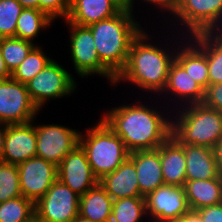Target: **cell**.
Returning a JSON list of instances; mask_svg holds the SVG:
<instances>
[{
	"label": "cell",
	"instance_id": "cell-1",
	"mask_svg": "<svg viewBox=\"0 0 222 222\" xmlns=\"http://www.w3.org/2000/svg\"><path fill=\"white\" fill-rule=\"evenodd\" d=\"M139 103L107 111L101 119L118 135L128 151L158 148L172 133V120Z\"/></svg>",
	"mask_w": 222,
	"mask_h": 222
},
{
	"label": "cell",
	"instance_id": "cell-2",
	"mask_svg": "<svg viewBox=\"0 0 222 222\" xmlns=\"http://www.w3.org/2000/svg\"><path fill=\"white\" fill-rule=\"evenodd\" d=\"M149 40L148 33L143 29L132 40L126 65L116 76L114 86L126 80L145 92H163L176 51L154 46L147 42Z\"/></svg>",
	"mask_w": 222,
	"mask_h": 222
},
{
	"label": "cell",
	"instance_id": "cell-3",
	"mask_svg": "<svg viewBox=\"0 0 222 222\" xmlns=\"http://www.w3.org/2000/svg\"><path fill=\"white\" fill-rule=\"evenodd\" d=\"M132 11L124 7L118 14L88 26L100 61L115 76L125 67L131 42L142 31Z\"/></svg>",
	"mask_w": 222,
	"mask_h": 222
},
{
	"label": "cell",
	"instance_id": "cell-4",
	"mask_svg": "<svg viewBox=\"0 0 222 222\" xmlns=\"http://www.w3.org/2000/svg\"><path fill=\"white\" fill-rule=\"evenodd\" d=\"M172 121L171 136L186 145L206 146L214 149L222 139V113L203 103L185 105Z\"/></svg>",
	"mask_w": 222,
	"mask_h": 222
},
{
	"label": "cell",
	"instance_id": "cell-5",
	"mask_svg": "<svg viewBox=\"0 0 222 222\" xmlns=\"http://www.w3.org/2000/svg\"><path fill=\"white\" fill-rule=\"evenodd\" d=\"M86 131V135L80 132L79 145L86 153L94 176L100 180L126 161L130 152L102 119Z\"/></svg>",
	"mask_w": 222,
	"mask_h": 222
},
{
	"label": "cell",
	"instance_id": "cell-6",
	"mask_svg": "<svg viewBox=\"0 0 222 222\" xmlns=\"http://www.w3.org/2000/svg\"><path fill=\"white\" fill-rule=\"evenodd\" d=\"M70 34V53L75 71L79 76L98 74L114 84L116 76L100 61L91 29L66 21Z\"/></svg>",
	"mask_w": 222,
	"mask_h": 222
},
{
	"label": "cell",
	"instance_id": "cell-7",
	"mask_svg": "<svg viewBox=\"0 0 222 222\" xmlns=\"http://www.w3.org/2000/svg\"><path fill=\"white\" fill-rule=\"evenodd\" d=\"M75 82L72 74L53 59L26 83V87L33 103L40 110L49 99L71 95L77 87Z\"/></svg>",
	"mask_w": 222,
	"mask_h": 222
},
{
	"label": "cell",
	"instance_id": "cell-8",
	"mask_svg": "<svg viewBox=\"0 0 222 222\" xmlns=\"http://www.w3.org/2000/svg\"><path fill=\"white\" fill-rule=\"evenodd\" d=\"M173 16L180 19L181 28L182 24L187 28L184 29L189 32L188 37L201 32L222 31V0H180Z\"/></svg>",
	"mask_w": 222,
	"mask_h": 222
},
{
	"label": "cell",
	"instance_id": "cell-9",
	"mask_svg": "<svg viewBox=\"0 0 222 222\" xmlns=\"http://www.w3.org/2000/svg\"><path fill=\"white\" fill-rule=\"evenodd\" d=\"M80 196L58 179L35 203L40 222H72L79 215Z\"/></svg>",
	"mask_w": 222,
	"mask_h": 222
},
{
	"label": "cell",
	"instance_id": "cell-10",
	"mask_svg": "<svg viewBox=\"0 0 222 222\" xmlns=\"http://www.w3.org/2000/svg\"><path fill=\"white\" fill-rule=\"evenodd\" d=\"M38 111L26 84L12 77L0 80V121L7 125L34 122Z\"/></svg>",
	"mask_w": 222,
	"mask_h": 222
},
{
	"label": "cell",
	"instance_id": "cell-11",
	"mask_svg": "<svg viewBox=\"0 0 222 222\" xmlns=\"http://www.w3.org/2000/svg\"><path fill=\"white\" fill-rule=\"evenodd\" d=\"M36 156L58 166L79 145L80 131L57 124L35 125Z\"/></svg>",
	"mask_w": 222,
	"mask_h": 222
},
{
	"label": "cell",
	"instance_id": "cell-12",
	"mask_svg": "<svg viewBox=\"0 0 222 222\" xmlns=\"http://www.w3.org/2000/svg\"><path fill=\"white\" fill-rule=\"evenodd\" d=\"M22 196L36 203L58 179L57 166L40 157L18 164Z\"/></svg>",
	"mask_w": 222,
	"mask_h": 222
},
{
	"label": "cell",
	"instance_id": "cell-13",
	"mask_svg": "<svg viewBox=\"0 0 222 222\" xmlns=\"http://www.w3.org/2000/svg\"><path fill=\"white\" fill-rule=\"evenodd\" d=\"M145 204L154 222L176 220L190 211L184 187L173 185H163L149 193Z\"/></svg>",
	"mask_w": 222,
	"mask_h": 222
},
{
	"label": "cell",
	"instance_id": "cell-14",
	"mask_svg": "<svg viewBox=\"0 0 222 222\" xmlns=\"http://www.w3.org/2000/svg\"><path fill=\"white\" fill-rule=\"evenodd\" d=\"M57 176L60 182L79 196L95 187L99 181L94 176L86 153L80 145L69 152L57 166Z\"/></svg>",
	"mask_w": 222,
	"mask_h": 222
},
{
	"label": "cell",
	"instance_id": "cell-15",
	"mask_svg": "<svg viewBox=\"0 0 222 222\" xmlns=\"http://www.w3.org/2000/svg\"><path fill=\"white\" fill-rule=\"evenodd\" d=\"M33 122L9 124L6 128L2 161L19 164L36 156V132Z\"/></svg>",
	"mask_w": 222,
	"mask_h": 222
},
{
	"label": "cell",
	"instance_id": "cell-16",
	"mask_svg": "<svg viewBox=\"0 0 222 222\" xmlns=\"http://www.w3.org/2000/svg\"><path fill=\"white\" fill-rule=\"evenodd\" d=\"M124 6L118 0H69L65 21L89 26L118 14Z\"/></svg>",
	"mask_w": 222,
	"mask_h": 222
},
{
	"label": "cell",
	"instance_id": "cell-17",
	"mask_svg": "<svg viewBox=\"0 0 222 222\" xmlns=\"http://www.w3.org/2000/svg\"><path fill=\"white\" fill-rule=\"evenodd\" d=\"M129 159L135 164L139 190L143 197L164 185L159 147L131 152Z\"/></svg>",
	"mask_w": 222,
	"mask_h": 222
},
{
	"label": "cell",
	"instance_id": "cell-18",
	"mask_svg": "<svg viewBox=\"0 0 222 222\" xmlns=\"http://www.w3.org/2000/svg\"><path fill=\"white\" fill-rule=\"evenodd\" d=\"M98 183L113 200L143 197L139 190L135 164L129 158L115 171L103 176Z\"/></svg>",
	"mask_w": 222,
	"mask_h": 222
},
{
	"label": "cell",
	"instance_id": "cell-19",
	"mask_svg": "<svg viewBox=\"0 0 222 222\" xmlns=\"http://www.w3.org/2000/svg\"><path fill=\"white\" fill-rule=\"evenodd\" d=\"M164 185L184 187L186 159L183 147L170 136L159 146Z\"/></svg>",
	"mask_w": 222,
	"mask_h": 222
},
{
	"label": "cell",
	"instance_id": "cell-20",
	"mask_svg": "<svg viewBox=\"0 0 222 222\" xmlns=\"http://www.w3.org/2000/svg\"><path fill=\"white\" fill-rule=\"evenodd\" d=\"M186 159V181L218 178L214 149L199 145L180 144Z\"/></svg>",
	"mask_w": 222,
	"mask_h": 222
},
{
	"label": "cell",
	"instance_id": "cell-21",
	"mask_svg": "<svg viewBox=\"0 0 222 222\" xmlns=\"http://www.w3.org/2000/svg\"><path fill=\"white\" fill-rule=\"evenodd\" d=\"M164 91L165 93L171 91V94L176 95L177 99L183 98L180 102L184 100V105L202 103L205 96V90L176 60L170 66Z\"/></svg>",
	"mask_w": 222,
	"mask_h": 222
},
{
	"label": "cell",
	"instance_id": "cell-22",
	"mask_svg": "<svg viewBox=\"0 0 222 222\" xmlns=\"http://www.w3.org/2000/svg\"><path fill=\"white\" fill-rule=\"evenodd\" d=\"M191 211L222 203V177L207 180H190L184 185Z\"/></svg>",
	"mask_w": 222,
	"mask_h": 222
},
{
	"label": "cell",
	"instance_id": "cell-23",
	"mask_svg": "<svg viewBox=\"0 0 222 222\" xmlns=\"http://www.w3.org/2000/svg\"><path fill=\"white\" fill-rule=\"evenodd\" d=\"M189 38L207 56L209 85L222 83V31L201 32Z\"/></svg>",
	"mask_w": 222,
	"mask_h": 222
},
{
	"label": "cell",
	"instance_id": "cell-24",
	"mask_svg": "<svg viewBox=\"0 0 222 222\" xmlns=\"http://www.w3.org/2000/svg\"><path fill=\"white\" fill-rule=\"evenodd\" d=\"M113 199L98 183L79 199V216L94 222H110Z\"/></svg>",
	"mask_w": 222,
	"mask_h": 222
},
{
	"label": "cell",
	"instance_id": "cell-25",
	"mask_svg": "<svg viewBox=\"0 0 222 222\" xmlns=\"http://www.w3.org/2000/svg\"><path fill=\"white\" fill-rule=\"evenodd\" d=\"M188 41V44L185 43L183 48L182 46H178L175 60L193 80L206 90L209 85L207 56L194 42L191 43V38Z\"/></svg>",
	"mask_w": 222,
	"mask_h": 222
},
{
	"label": "cell",
	"instance_id": "cell-26",
	"mask_svg": "<svg viewBox=\"0 0 222 222\" xmlns=\"http://www.w3.org/2000/svg\"><path fill=\"white\" fill-rule=\"evenodd\" d=\"M52 22L53 20L43 11L24 8L17 20L15 38L33 42L39 32Z\"/></svg>",
	"mask_w": 222,
	"mask_h": 222
},
{
	"label": "cell",
	"instance_id": "cell-27",
	"mask_svg": "<svg viewBox=\"0 0 222 222\" xmlns=\"http://www.w3.org/2000/svg\"><path fill=\"white\" fill-rule=\"evenodd\" d=\"M145 214L147 215L145 197L113 200L110 222H140Z\"/></svg>",
	"mask_w": 222,
	"mask_h": 222
},
{
	"label": "cell",
	"instance_id": "cell-28",
	"mask_svg": "<svg viewBox=\"0 0 222 222\" xmlns=\"http://www.w3.org/2000/svg\"><path fill=\"white\" fill-rule=\"evenodd\" d=\"M35 46L34 42L15 37L0 38V49L10 73L23 62Z\"/></svg>",
	"mask_w": 222,
	"mask_h": 222
},
{
	"label": "cell",
	"instance_id": "cell-29",
	"mask_svg": "<svg viewBox=\"0 0 222 222\" xmlns=\"http://www.w3.org/2000/svg\"><path fill=\"white\" fill-rule=\"evenodd\" d=\"M52 60L39 46H35L23 62L11 73V77L20 83L26 84Z\"/></svg>",
	"mask_w": 222,
	"mask_h": 222
},
{
	"label": "cell",
	"instance_id": "cell-30",
	"mask_svg": "<svg viewBox=\"0 0 222 222\" xmlns=\"http://www.w3.org/2000/svg\"><path fill=\"white\" fill-rule=\"evenodd\" d=\"M35 214V203L20 196L0 203V222H24Z\"/></svg>",
	"mask_w": 222,
	"mask_h": 222
},
{
	"label": "cell",
	"instance_id": "cell-31",
	"mask_svg": "<svg viewBox=\"0 0 222 222\" xmlns=\"http://www.w3.org/2000/svg\"><path fill=\"white\" fill-rule=\"evenodd\" d=\"M20 196L18 165L0 161V203Z\"/></svg>",
	"mask_w": 222,
	"mask_h": 222
},
{
	"label": "cell",
	"instance_id": "cell-32",
	"mask_svg": "<svg viewBox=\"0 0 222 222\" xmlns=\"http://www.w3.org/2000/svg\"><path fill=\"white\" fill-rule=\"evenodd\" d=\"M23 9L18 0H0V38L15 37L17 20Z\"/></svg>",
	"mask_w": 222,
	"mask_h": 222
},
{
	"label": "cell",
	"instance_id": "cell-33",
	"mask_svg": "<svg viewBox=\"0 0 222 222\" xmlns=\"http://www.w3.org/2000/svg\"><path fill=\"white\" fill-rule=\"evenodd\" d=\"M39 10L46 13L52 20L58 17L66 19L69 13V0H38Z\"/></svg>",
	"mask_w": 222,
	"mask_h": 222
},
{
	"label": "cell",
	"instance_id": "cell-34",
	"mask_svg": "<svg viewBox=\"0 0 222 222\" xmlns=\"http://www.w3.org/2000/svg\"><path fill=\"white\" fill-rule=\"evenodd\" d=\"M202 103L222 113V83L208 85Z\"/></svg>",
	"mask_w": 222,
	"mask_h": 222
},
{
	"label": "cell",
	"instance_id": "cell-35",
	"mask_svg": "<svg viewBox=\"0 0 222 222\" xmlns=\"http://www.w3.org/2000/svg\"><path fill=\"white\" fill-rule=\"evenodd\" d=\"M202 222H222V203L200 208L195 211Z\"/></svg>",
	"mask_w": 222,
	"mask_h": 222
},
{
	"label": "cell",
	"instance_id": "cell-36",
	"mask_svg": "<svg viewBox=\"0 0 222 222\" xmlns=\"http://www.w3.org/2000/svg\"><path fill=\"white\" fill-rule=\"evenodd\" d=\"M146 2H149V4H155L159 6L160 8H163V10H167L170 11L169 13L173 14L175 12V10L177 9L180 0H144Z\"/></svg>",
	"mask_w": 222,
	"mask_h": 222
},
{
	"label": "cell",
	"instance_id": "cell-37",
	"mask_svg": "<svg viewBox=\"0 0 222 222\" xmlns=\"http://www.w3.org/2000/svg\"><path fill=\"white\" fill-rule=\"evenodd\" d=\"M214 152L217 161V170L219 176L222 177V139L215 145Z\"/></svg>",
	"mask_w": 222,
	"mask_h": 222
},
{
	"label": "cell",
	"instance_id": "cell-38",
	"mask_svg": "<svg viewBox=\"0 0 222 222\" xmlns=\"http://www.w3.org/2000/svg\"><path fill=\"white\" fill-rule=\"evenodd\" d=\"M168 222H202L200 216L195 211H189L182 218Z\"/></svg>",
	"mask_w": 222,
	"mask_h": 222
},
{
	"label": "cell",
	"instance_id": "cell-39",
	"mask_svg": "<svg viewBox=\"0 0 222 222\" xmlns=\"http://www.w3.org/2000/svg\"><path fill=\"white\" fill-rule=\"evenodd\" d=\"M10 77H11V73L6 67V64L3 59L1 49H0V80L8 79Z\"/></svg>",
	"mask_w": 222,
	"mask_h": 222
},
{
	"label": "cell",
	"instance_id": "cell-40",
	"mask_svg": "<svg viewBox=\"0 0 222 222\" xmlns=\"http://www.w3.org/2000/svg\"><path fill=\"white\" fill-rule=\"evenodd\" d=\"M6 128H7V124L0 121V161H2V157H3Z\"/></svg>",
	"mask_w": 222,
	"mask_h": 222
},
{
	"label": "cell",
	"instance_id": "cell-41",
	"mask_svg": "<svg viewBox=\"0 0 222 222\" xmlns=\"http://www.w3.org/2000/svg\"><path fill=\"white\" fill-rule=\"evenodd\" d=\"M24 8H33L39 10L38 0H18Z\"/></svg>",
	"mask_w": 222,
	"mask_h": 222
},
{
	"label": "cell",
	"instance_id": "cell-42",
	"mask_svg": "<svg viewBox=\"0 0 222 222\" xmlns=\"http://www.w3.org/2000/svg\"><path fill=\"white\" fill-rule=\"evenodd\" d=\"M125 8H133L134 0H118Z\"/></svg>",
	"mask_w": 222,
	"mask_h": 222
},
{
	"label": "cell",
	"instance_id": "cell-43",
	"mask_svg": "<svg viewBox=\"0 0 222 222\" xmlns=\"http://www.w3.org/2000/svg\"><path fill=\"white\" fill-rule=\"evenodd\" d=\"M72 222H94L87 219L82 218L81 216H77Z\"/></svg>",
	"mask_w": 222,
	"mask_h": 222
},
{
	"label": "cell",
	"instance_id": "cell-44",
	"mask_svg": "<svg viewBox=\"0 0 222 222\" xmlns=\"http://www.w3.org/2000/svg\"><path fill=\"white\" fill-rule=\"evenodd\" d=\"M24 222H40V221L38 220L37 215L34 214L31 218H29L28 220H26Z\"/></svg>",
	"mask_w": 222,
	"mask_h": 222
}]
</instances>
